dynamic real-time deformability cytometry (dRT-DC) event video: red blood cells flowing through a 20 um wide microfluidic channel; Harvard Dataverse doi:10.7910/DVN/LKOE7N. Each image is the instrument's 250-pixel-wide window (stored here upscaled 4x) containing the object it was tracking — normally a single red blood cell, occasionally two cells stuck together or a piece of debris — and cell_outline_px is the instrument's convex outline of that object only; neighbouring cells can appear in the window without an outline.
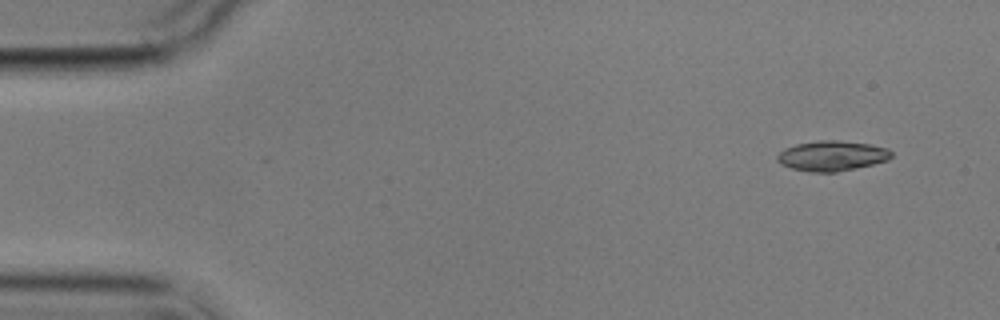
{"species": "common noctule bat (a hibernating species)", "species_latin": "Nyctalus noctula", "temperature_condition": "cold", "stored_images_in_passage": 7, "camera_frame_rate_fps": 3000, "um_per_image_px": 0.085, "animal": {"sex": "male", "body_mass_g": 17.9}, "frame": {"image": 1, "passage_image": 1, "time_ms": 0.0, "image_size_px": [1000, 320], "cell_outline_px": [[892, 156], [888, 160], [856, 168], [836, 172], [808, 172], [792, 168], [780, 164], [776, 160], [776, 156], [784, 148], [796, 144], [820, 140], [836, 140], [872, 144], [888, 148], [892, 152]], "centroid_in_image_um": [70.71, 13.24], "position_along_channel_um": 14.3, "area_um2": 20.17}}
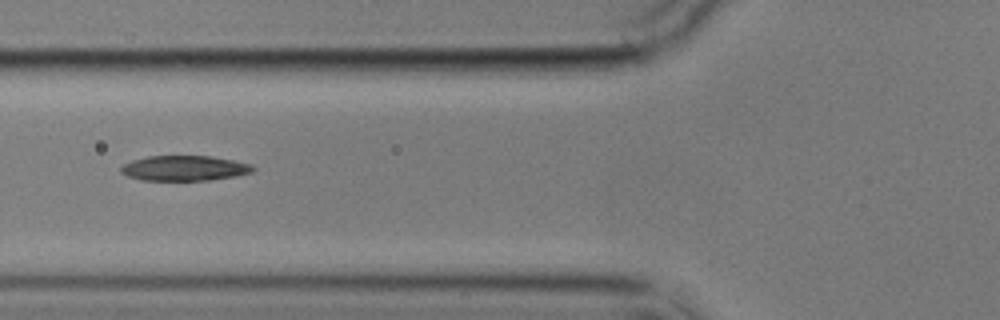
{"frame": {"image": 2, "passage_image": 6, "time_ms": 5.667, "image_size_px": [1000, 320], "cell_outline_px": [[256, 168], [252, 172], [236, 176], [208, 180], [140, 180], [128, 176], [120, 172], [120, 168], [124, 164], [132, 160], [148, 156], [212, 156], [252, 164]], "centroid_in_image_um": [15.68, 14.29], "position_along_channel_um": 110.1, "area_um2": 19.36}}
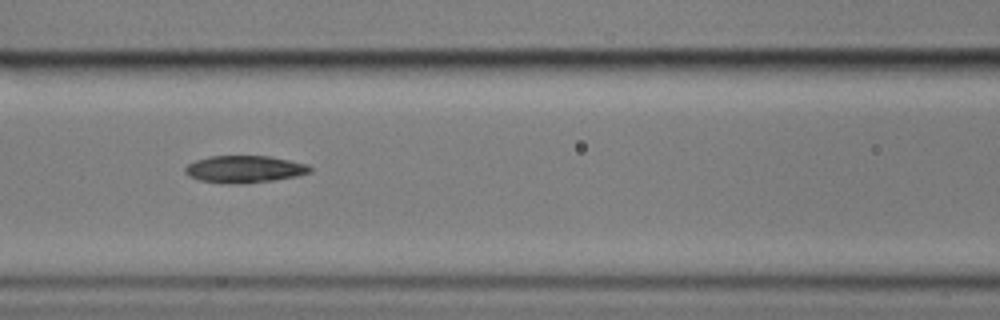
{"frame": {"image": 3, "passage_image": 7, "time_ms": 6.667, "image_size_px": [1000, 320], "cell_outline_px": [[312, 172], [296, 176], [272, 180], [240, 184], [200, 180], [188, 176], [184, 172], [184, 168], [188, 164], [196, 160], [208, 156], [268, 156], [308, 164], [312, 168]], "centroid_in_image_um": [20.78, 14.37], "position_along_channel_um": 145.8, "area_um2": 19.59}}